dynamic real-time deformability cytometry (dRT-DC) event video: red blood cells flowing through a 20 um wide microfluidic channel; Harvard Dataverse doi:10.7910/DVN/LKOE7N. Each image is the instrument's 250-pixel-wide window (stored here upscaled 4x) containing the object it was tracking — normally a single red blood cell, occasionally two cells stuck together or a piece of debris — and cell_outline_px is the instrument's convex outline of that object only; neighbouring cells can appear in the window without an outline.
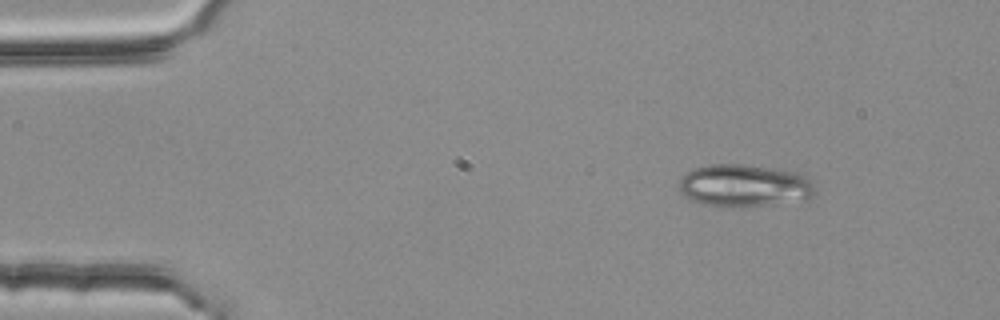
{"species": "common noctule bat (a hibernating species)", "species_latin": "Nyctalus noctula", "temperature_condition": "room temperature", "stored_images_in_passage": 48, "camera_frame_rate_fps": 3000, "um_per_image_px": 0.085, "animal": {"sex": "female", "body_mass_g": 25.1}, "frame": {"image": 1, "passage_image": 1, "time_ms": 0.0, "image_size_px": [1000, 320], "cell_outline_px": [[816, 192], [812, 196], [804, 200], [764, 204], [720, 208], [700, 204], [684, 196], [680, 192], [680, 176], [696, 168], [708, 164], [744, 164], [780, 168], [796, 172], [812, 180], [816, 188]], "centroid_in_image_um": [63.26, 15.77], "position_along_channel_um": 21.7, "area_um2": 33.99}}
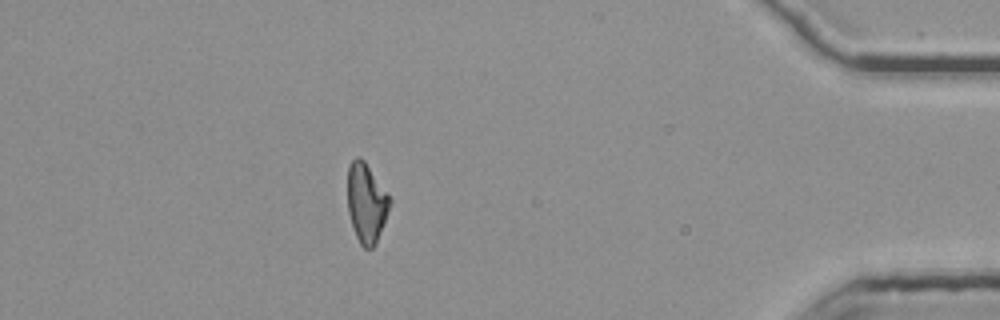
{"frame": {"image": 2, "passage_image": 42, "time_ms": 13.667, "image_size_px": [1000, 320], "cell_outline_px": [[392, 200], [376, 244], [372, 248], [364, 248], [360, 244], [356, 236], [348, 212], [348, 164], [356, 156], [360, 156], [364, 160]], "centroid_in_image_um": [31.13, 17.23], "position_along_channel_um": 404.1, "area_um2": 19.36}}